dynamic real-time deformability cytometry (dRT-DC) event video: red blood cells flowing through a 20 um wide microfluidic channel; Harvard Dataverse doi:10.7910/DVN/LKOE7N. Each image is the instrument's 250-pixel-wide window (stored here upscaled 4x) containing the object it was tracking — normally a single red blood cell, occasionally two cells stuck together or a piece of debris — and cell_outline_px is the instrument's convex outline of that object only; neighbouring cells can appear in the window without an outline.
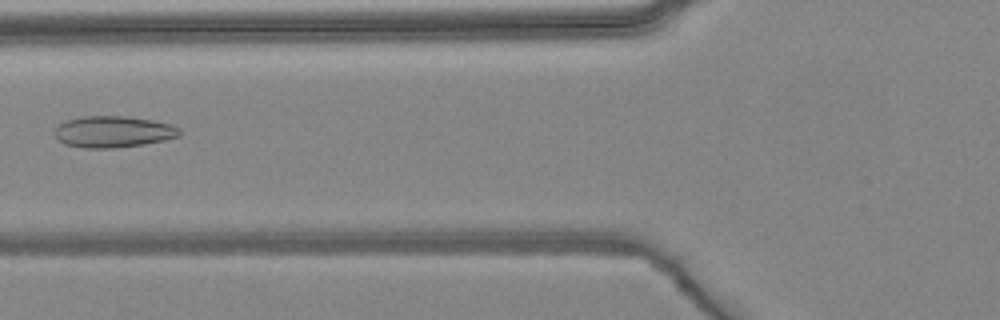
{"species": "common noctule bat (a hibernating species)", "species_latin": "Nyctalus noctula", "temperature_condition": "warm", "stored_images_in_passage": 6, "camera_frame_rate_fps": 3000, "um_per_image_px": 0.085, "animal": {"sex": "female", "body_mass_g": 24.6, "forearm_length_mm": 56.2}, "frame": {"image": 1, "passage_image": 6, "time_ms": 6.0, "image_size_px": [1000, 320], "cell_outline_px": [[180, 136], [164, 140], [144, 144], [116, 148], [84, 148], [64, 144], [56, 140], [56, 128], [60, 124], [68, 120], [84, 116], [124, 116], [152, 120], [172, 124], [180, 128]], "centroid_in_image_um": [9.64, 11.21], "position_along_channel_um": 116.2, "area_um2": 22.89}}